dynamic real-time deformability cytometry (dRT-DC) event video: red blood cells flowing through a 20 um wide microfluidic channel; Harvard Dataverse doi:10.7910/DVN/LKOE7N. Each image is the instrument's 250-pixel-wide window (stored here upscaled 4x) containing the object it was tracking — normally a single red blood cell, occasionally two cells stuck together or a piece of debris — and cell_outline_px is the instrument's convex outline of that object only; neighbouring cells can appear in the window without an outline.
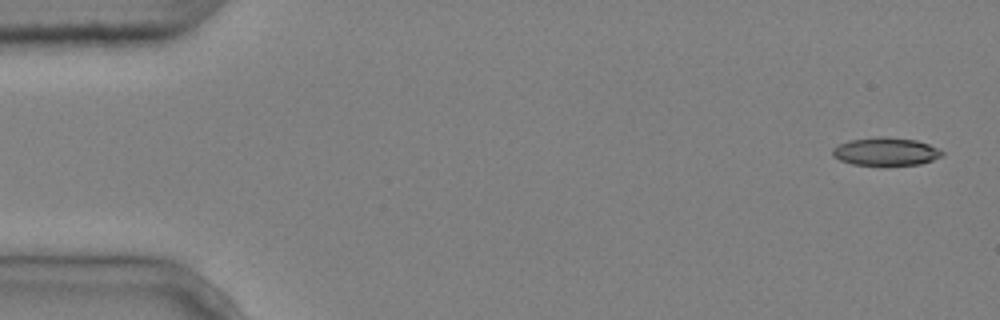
{"species": "common noctule bat (a hibernating species)", "species_latin": "Nyctalus noctula", "temperature_condition": "cold", "stored_images_in_passage": 8, "camera_frame_rate_fps": 3000, "um_per_image_px": 0.085, "animal": {"sex": "male", "body_mass_g": 20.4}, "frame": {"image": 1, "passage_image": 1, "time_ms": 0.0, "image_size_px": [1000, 320], "cell_outline_px": [[944, 156], [920, 164], [884, 168], [880, 168], [852, 164], [840, 160], [832, 156], [832, 148], [848, 140], [880, 136], [884, 136], [916, 140], [928, 144], [944, 152]], "centroid_in_image_um": [75.27, 12.93], "position_along_channel_um": 9.7, "area_um2": 18.73}}
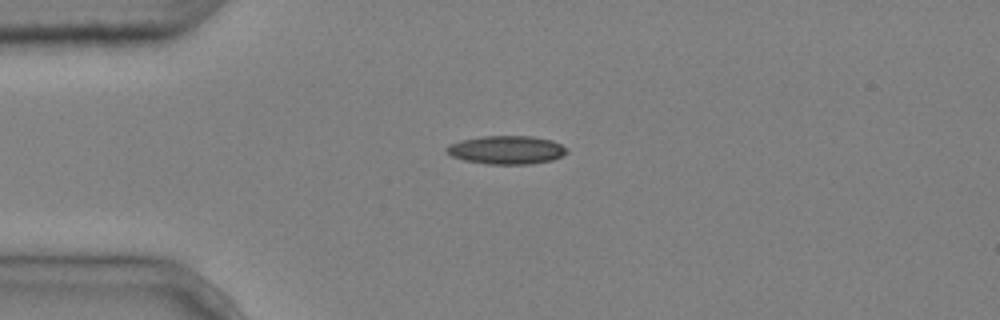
{"frame": {"image": 2, "passage_image": 4, "time_ms": 1.0, "image_size_px": [1000, 320], "cell_outline_px": [[568, 152], [552, 160], [532, 164], [484, 164], [464, 160], [452, 156], [444, 148], [448, 144], [460, 140], [484, 136], [532, 136], [552, 140], [560, 144]], "centroid_in_image_um": [43.02, 12.74], "position_along_channel_um": 42.0, "area_um2": 19.88}}
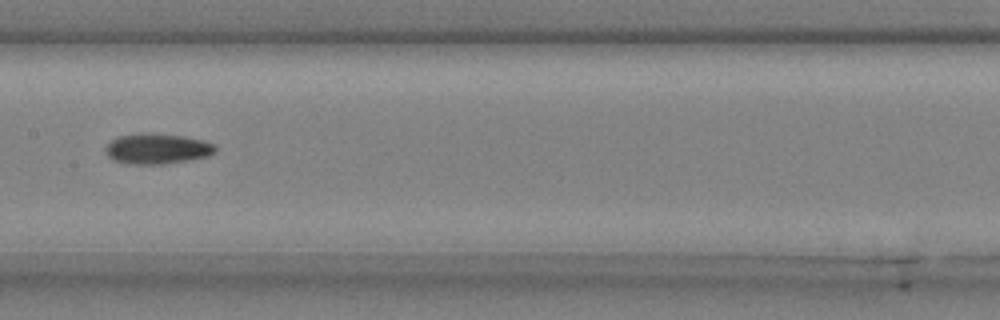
{"frame": {"image": 3, "passage_image": 8, "time_ms": 2.333, "image_size_px": [1000, 320], "cell_outline_px": [[216, 152], [208, 156], [188, 160], [164, 164], [132, 164], [112, 160], [108, 156], [104, 148], [116, 136], [140, 132], [148, 132], [184, 136], [204, 140], [216, 144]], "centroid_in_image_um": [13.36, 12.62], "position_along_channel_um": 194.0, "area_um2": 19.83}}